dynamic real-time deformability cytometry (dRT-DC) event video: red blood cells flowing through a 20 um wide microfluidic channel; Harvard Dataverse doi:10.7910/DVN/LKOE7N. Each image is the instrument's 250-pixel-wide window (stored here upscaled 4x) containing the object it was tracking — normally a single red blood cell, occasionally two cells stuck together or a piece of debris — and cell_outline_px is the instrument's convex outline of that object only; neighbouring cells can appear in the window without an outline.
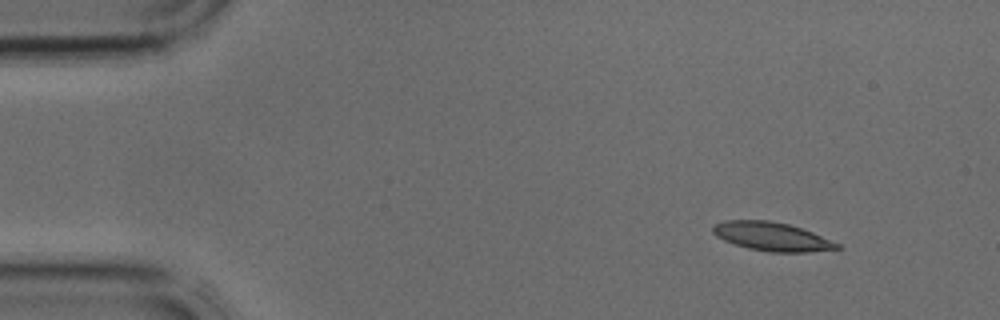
{"species": "common noctule bat (a hibernating species)", "species_latin": "Nyctalus noctula", "temperature_condition": "cold", "stored_images_in_passage": 4, "segment_of_instrument_passage": [1, 2], "camera_frame_rate_fps": 3000, "um_per_image_px": 0.085, "animal": {"sex": "male", "body_mass_g": 17.9, "forearm_length_mm": 54.2}, "frame": {"image": 1, "passage_image": 1, "time_ms": 0.0, "image_size_px": [1000, 320], "cell_outline_px": [[844, 248], [808, 252], [768, 252], [748, 248], [724, 240], [716, 236], [712, 232], [712, 228], [716, 224], [724, 220], [768, 220], [788, 224], [812, 232], [840, 244]], "centroid_in_image_um": [65.62, 20.11], "position_along_channel_um": 19.4, "area_um2": 20.63}}